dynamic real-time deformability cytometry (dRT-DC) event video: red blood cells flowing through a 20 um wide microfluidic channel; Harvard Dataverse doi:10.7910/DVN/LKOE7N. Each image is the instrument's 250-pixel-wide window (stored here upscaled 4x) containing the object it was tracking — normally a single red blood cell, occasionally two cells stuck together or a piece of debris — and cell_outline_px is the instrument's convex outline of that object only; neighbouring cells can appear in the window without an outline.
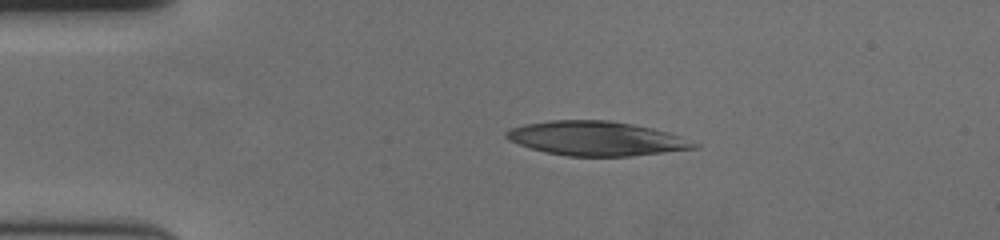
{"species": "human", "species_latin": "Homo sapiens", "temperature_condition": "cold", "stored_images_in_passage": 47, "camera_frame_rate_fps": 3000, "um_per_image_px": 0.085, "donor": {"sex": "female"}, "frame": {"image": 1, "passage_image": 1, "time_ms": 0.0, "image_size_px": [1000, 240], "cell_outline_px": [[700, 144], [696, 148], [628, 156], [568, 156], [544, 152], [520, 144], [504, 136], [504, 132], [512, 128], [524, 124], [552, 120], [608, 120], [632, 124], [664, 132]], "centroid_in_image_um": [50.62, 11.77], "position_along_channel_um": 34.4, "area_um2": 36.76}}
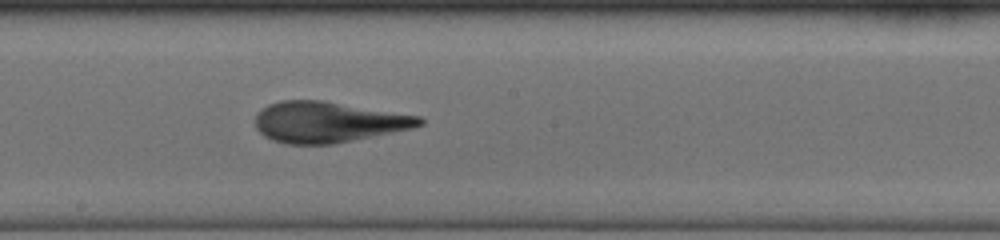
{"frame": {"image": 2, "passage_image": 21, "time_ms": 6.667, "image_size_px": [1000, 240], "cell_outline_px": [[424, 124], [412, 128], [332, 144], [284, 144], [272, 140], [264, 136], [256, 128], [256, 112], [260, 108], [268, 104], [280, 100], [324, 100], [420, 116], [424, 120]], "centroid_in_image_um": [27.84, 10.36], "position_along_channel_um": 220.4, "area_um2": 39.13}}
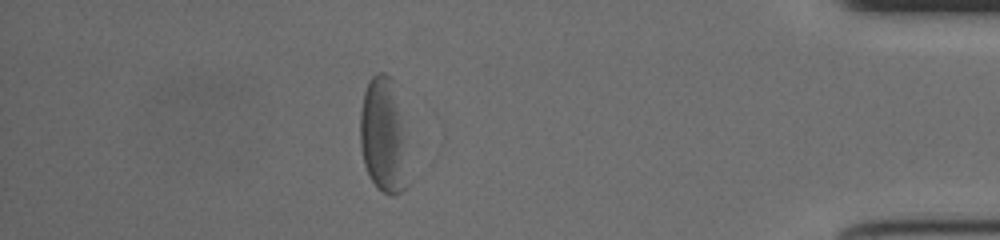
{"frame": {"image": 3, "passage_image": 40, "time_ms": 13.0, "image_size_px": [1000, 240], "cell_outline_px": [[408, 184], [400, 192], [392, 196], [388, 196], [372, 180], [364, 164], [360, 144], [360, 112], [364, 92], [368, 80], [376, 72], [384, 72], [392, 76], [400, 124]], "centroid_in_image_um": [32.52, 11.51], "position_along_channel_um": 402.7, "area_um2": 30.92}}